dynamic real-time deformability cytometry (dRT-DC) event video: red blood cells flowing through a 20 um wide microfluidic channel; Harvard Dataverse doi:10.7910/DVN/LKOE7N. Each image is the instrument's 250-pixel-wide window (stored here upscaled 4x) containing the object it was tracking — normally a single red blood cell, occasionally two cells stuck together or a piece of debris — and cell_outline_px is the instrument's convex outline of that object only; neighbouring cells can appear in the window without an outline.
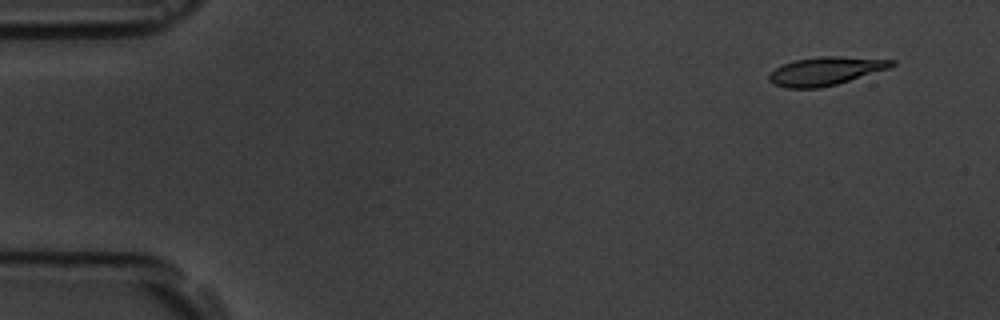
{"species": "common noctule bat (a hibernating species)", "species_latin": "Nyctalus noctula", "temperature_condition": "room temperature", "stored_images_in_passage": 4, "camera_frame_rate_fps": 3000, "um_per_image_px": 0.085, "animal": {"sex": "male", "body_mass_g": 19.5, "forearm_length_mm": 54.6}, "frame": {"image": 1, "passage_image": 1, "time_ms": 0.0, "image_size_px": [1000, 320], "cell_outline_px": [[896, 64], [888, 68], [836, 84], [820, 88], [788, 88], [772, 84], [768, 80], [768, 76], [776, 68], [784, 64], [796, 60], [820, 56], [840, 56], [896, 60]], "centroid_in_image_um": [70.16, 6.04], "position_along_channel_um": 14.8, "area_um2": 20.0}}